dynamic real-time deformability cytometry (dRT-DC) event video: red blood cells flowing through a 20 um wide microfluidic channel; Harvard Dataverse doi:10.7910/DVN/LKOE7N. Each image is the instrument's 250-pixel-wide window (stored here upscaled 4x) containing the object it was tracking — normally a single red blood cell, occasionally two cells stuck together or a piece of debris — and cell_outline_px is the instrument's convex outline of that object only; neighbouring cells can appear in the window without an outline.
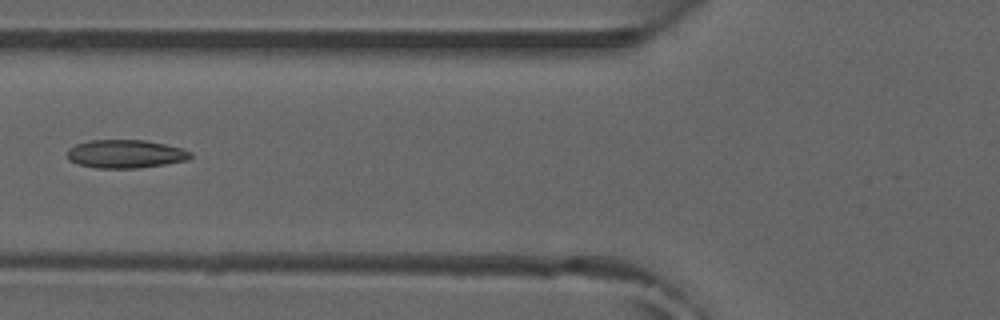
{"species": "common noctule bat (a hibernating species)", "species_latin": "Nyctalus noctula", "temperature_condition": "room temperature", "stored_images_in_passage": 6, "camera_frame_rate_fps": 3000, "um_per_image_px": 0.085, "animal": {"sex": "male", "forearm_length_mm": 52.5}, "frame": {"image": 1, "passage_image": 5, "time_ms": 1.333, "image_size_px": [1000, 320], "cell_outline_px": [[192, 156], [188, 160], [140, 168], [96, 168], [80, 164], [68, 160], [68, 148], [76, 144], [92, 140], [144, 140], [184, 148], [192, 152]], "centroid_in_image_um": [10.69, 13.08], "position_along_channel_um": 115.1, "area_um2": 20.35}}
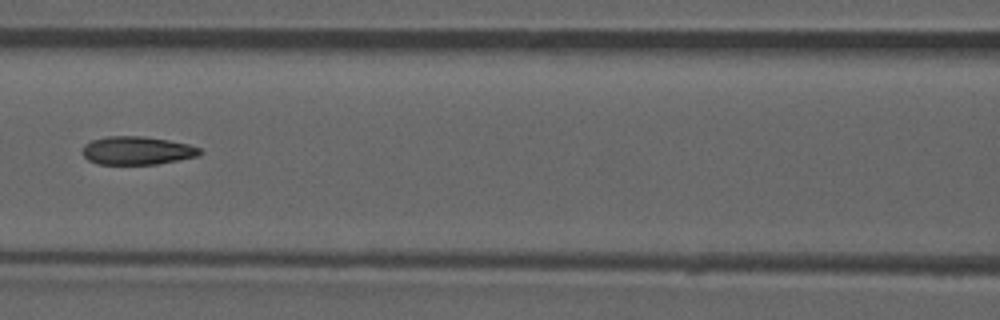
{"frame": {"image": 2, "passage_image": 6, "time_ms": 1.667, "image_size_px": [1000, 320], "cell_outline_px": [[204, 152], [200, 156], [156, 164], [96, 164], [88, 160], [80, 152], [84, 144], [92, 140], [108, 136], [144, 136], [168, 140], [188, 144], [200, 148]], "centroid_in_image_um": [11.65, 12.8], "position_along_channel_um": 155.0, "area_um2": 19.54}}